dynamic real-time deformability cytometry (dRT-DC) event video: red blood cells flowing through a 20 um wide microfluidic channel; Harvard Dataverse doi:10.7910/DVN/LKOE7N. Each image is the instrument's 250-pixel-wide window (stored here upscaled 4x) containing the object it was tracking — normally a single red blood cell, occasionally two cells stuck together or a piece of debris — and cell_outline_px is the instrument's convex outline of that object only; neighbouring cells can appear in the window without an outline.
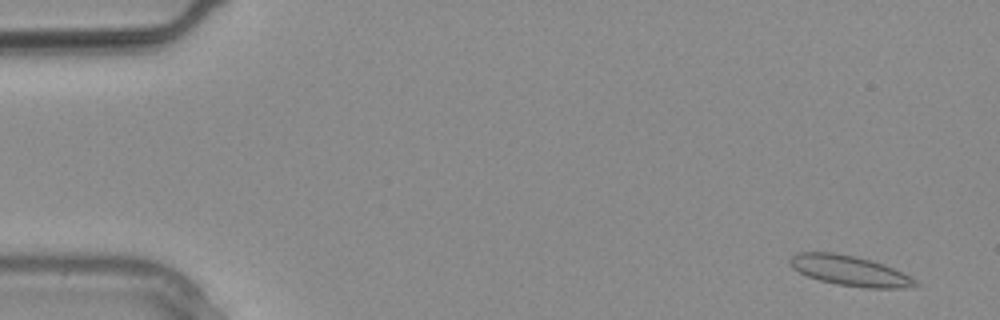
{"species": "common noctule bat (a hibernating species)", "species_latin": "Nyctalus noctula", "temperature_condition": "warm", "stored_images_in_passage": 9, "camera_frame_rate_fps": 3000, "um_per_image_px": 0.085, "animal": {"sex": "male", "body_mass_g": 20.4}, "frame": {"image": 1, "passage_image": 2, "time_ms": 0.333, "image_size_px": [1000, 320], "cell_outline_px": [[920, 284], [904, 288], [864, 288], [836, 284], [820, 280], [808, 276], [792, 268], [788, 260], [792, 256], [800, 252], [836, 252], [856, 256], [872, 260], [884, 264], [916, 280]], "centroid_in_image_um": [72.21, 23.0], "position_along_channel_um": 12.8, "area_um2": 21.96}}
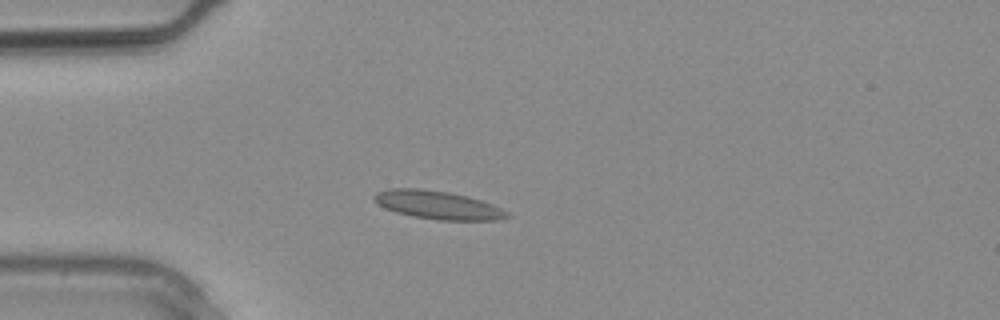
{"frame": {"image": 2, "passage_image": 8, "time_ms": 2.333, "image_size_px": [1000, 320], "cell_outline_px": [[512, 216], [496, 220], [440, 220], [412, 216], [396, 212], [384, 208], [372, 200], [372, 196], [376, 192], [388, 188], [416, 188], [448, 192], [468, 196], [492, 204], [508, 212]], "centroid_in_image_um": [37.17, 17.42], "position_along_channel_um": 47.8, "area_um2": 21.96}}